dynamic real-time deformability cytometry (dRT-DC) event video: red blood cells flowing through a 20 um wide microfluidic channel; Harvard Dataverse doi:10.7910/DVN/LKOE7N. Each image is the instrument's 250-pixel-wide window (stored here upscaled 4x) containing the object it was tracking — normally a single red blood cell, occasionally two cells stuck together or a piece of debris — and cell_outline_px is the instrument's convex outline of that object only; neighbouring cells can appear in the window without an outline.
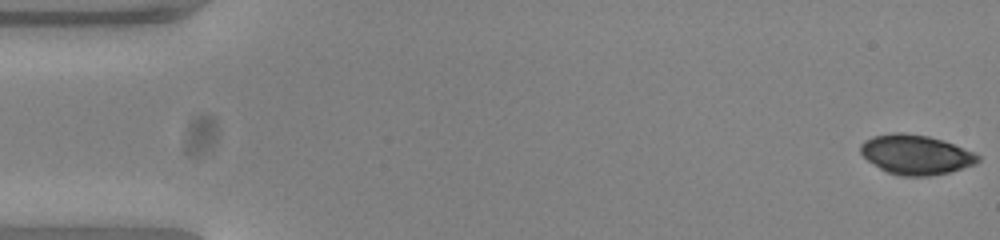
{"species": "common noctule bat (a hibernating species)", "species_latin": "Nyctalus noctula", "temperature_condition": "warm", "stored_images_in_passage": 53, "camera_frame_rate_fps": 3000, "um_per_image_px": 0.085, "animal": {"sex": "female", "body_mass_g": 23.0, "forearm_length_mm": 53.4}, "frame": {"image": 1, "passage_image": 1, "time_ms": 0.0, "image_size_px": [1000, 240], "cell_outline_px": [[980, 160], [976, 164], [948, 172], [928, 176], [900, 176], [888, 172], [880, 168], [868, 160], [860, 152], [860, 144], [864, 140], [872, 136], [896, 132], [904, 132], [928, 136], [944, 140], [976, 152], [980, 156]], "centroid_in_image_um": [77.87, 13.13], "position_along_channel_um": 7.1, "area_um2": 27.22}}